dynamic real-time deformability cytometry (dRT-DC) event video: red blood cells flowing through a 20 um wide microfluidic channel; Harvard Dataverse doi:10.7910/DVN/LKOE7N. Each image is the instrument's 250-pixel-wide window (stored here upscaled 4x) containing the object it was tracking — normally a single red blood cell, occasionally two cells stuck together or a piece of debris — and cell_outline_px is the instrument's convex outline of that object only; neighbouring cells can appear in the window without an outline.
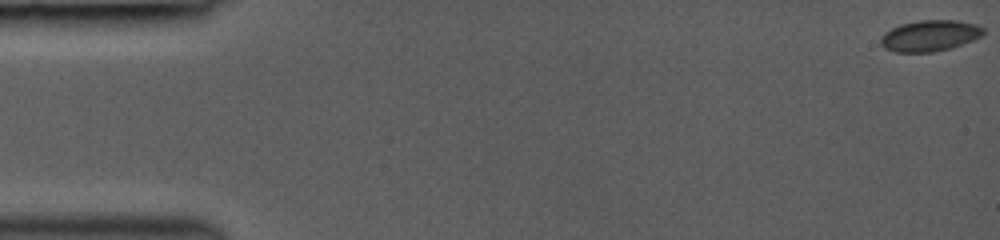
{"species": "common noctule bat (a hibernating species)", "species_latin": "Nyctalus noctula", "temperature_condition": "room temperature", "stored_images_in_passage": 20, "camera_frame_rate_fps": 3000, "um_per_image_px": 0.085, "animal": {"sex": "female", "body_mass_g": 19.0, "forearm_length_mm": 53.3}, "frame": {"image": 1, "passage_image": 1, "time_ms": 0.0, "image_size_px": [1000, 240], "cell_outline_px": [[984, 36], [952, 48], [932, 52], [896, 52], [884, 48], [880, 44], [880, 36], [884, 32], [900, 24], [920, 20], [956, 20], [976, 24], [984, 28]], "centroid_in_image_um": [79.04, 3.03], "position_along_channel_um": 6.0, "area_um2": 18.84}}
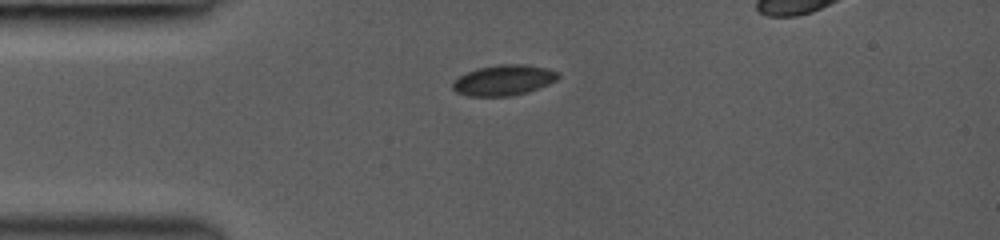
{"frame": {"image": 2, "passage_image": 16, "time_ms": 4.0, "image_size_px": [1000, 240], "cell_outline_px": [[560, 76], [556, 80], [548, 84], [528, 92], [508, 96], [468, 96], [456, 92], [452, 88], [452, 84], [460, 76], [476, 68], [500, 64], [524, 64], [544, 68], [560, 72]], "centroid_in_image_um": [42.82, 6.81], "position_along_channel_um": 42.2, "area_um2": 18.67}}
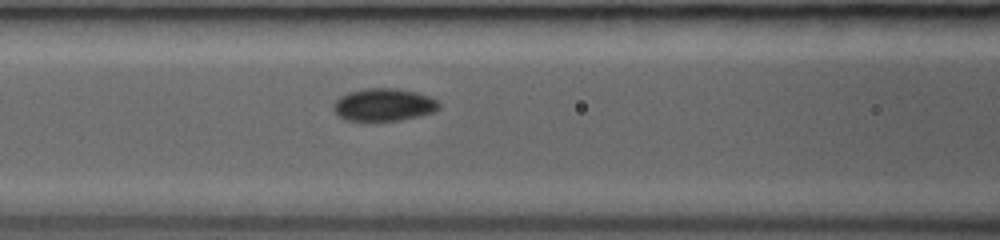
{"frame": {"image": 3, "passage_image": 20, "time_ms": 6.667, "image_size_px": [1000, 240], "cell_outline_px": [[440, 108], [432, 112], [420, 116], [400, 120], [344, 120], [332, 108], [332, 104], [340, 96], [348, 92], [368, 88], [396, 88], [416, 92], [428, 96], [436, 100], [440, 104]], "centroid_in_image_um": [32.61, 8.89], "position_along_channel_um": 134.0, "area_um2": 19.94}}